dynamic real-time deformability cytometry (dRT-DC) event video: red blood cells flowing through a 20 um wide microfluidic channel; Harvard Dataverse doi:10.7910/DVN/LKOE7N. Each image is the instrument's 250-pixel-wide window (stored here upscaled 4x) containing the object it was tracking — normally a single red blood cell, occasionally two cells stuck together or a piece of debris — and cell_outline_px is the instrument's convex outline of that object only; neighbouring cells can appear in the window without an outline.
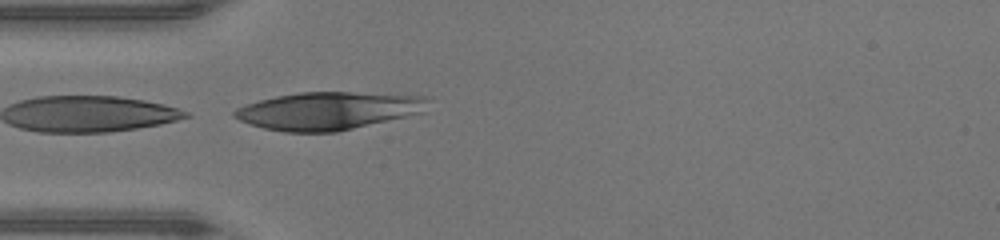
{"species": "human", "species_latin": "Homo sapiens", "temperature_condition": "warm", "stored_images_in_passage": 31, "camera_frame_rate_fps": 3000, "um_per_image_px": 0.085, "donor": {"sex": "male"}, "frame": {"image": 1, "passage_image": 12, "time_ms": 3.667, "image_size_px": [1000, 240], "cell_outline_px": [[432, 96], [424, 112], [336, 132], [284, 132], [264, 128], [248, 124], [232, 116], [232, 112], [236, 108], [260, 100], [276, 96], [300, 92], [352, 92]], "centroid_in_image_um": [27.92, 9.41], "position_along_channel_um": 57.1, "area_um2": 42.66}}
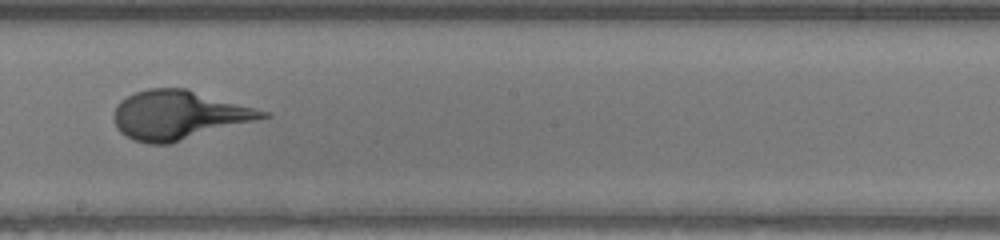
{"frame": {"image": 2, "passage_image": 24, "time_ms": 7.667, "image_size_px": [1000, 240], "cell_outline_px": [[272, 116], [168, 144], [148, 144], [136, 140], [120, 132], [116, 128], [116, 108], [120, 100], [136, 92], [148, 88], [184, 88], [272, 112]], "centroid_in_image_um": [15.24, 9.77], "position_along_channel_um": 233.0, "area_um2": 41.91}}
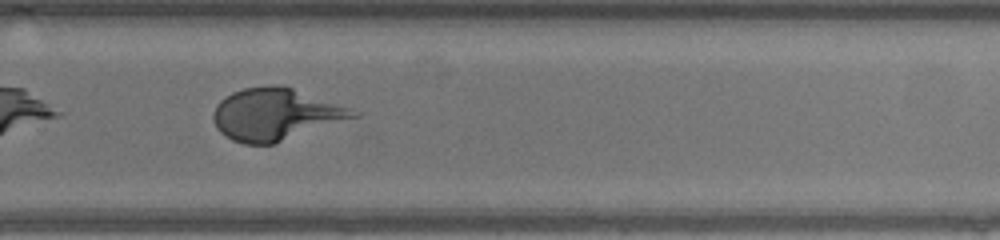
{"frame": {"image": 3, "passage_image": 29, "time_ms": 9.333, "image_size_px": [1000, 240], "cell_outline_px": [[360, 116], [272, 144], [244, 144], [232, 140], [220, 132], [216, 128], [212, 116], [216, 104], [224, 96], [232, 92], [244, 88], [276, 84], [292, 88], [360, 112]], "centroid_in_image_um": [23.37, 9.72], "position_along_channel_um": 306.4, "area_um2": 42.02}}